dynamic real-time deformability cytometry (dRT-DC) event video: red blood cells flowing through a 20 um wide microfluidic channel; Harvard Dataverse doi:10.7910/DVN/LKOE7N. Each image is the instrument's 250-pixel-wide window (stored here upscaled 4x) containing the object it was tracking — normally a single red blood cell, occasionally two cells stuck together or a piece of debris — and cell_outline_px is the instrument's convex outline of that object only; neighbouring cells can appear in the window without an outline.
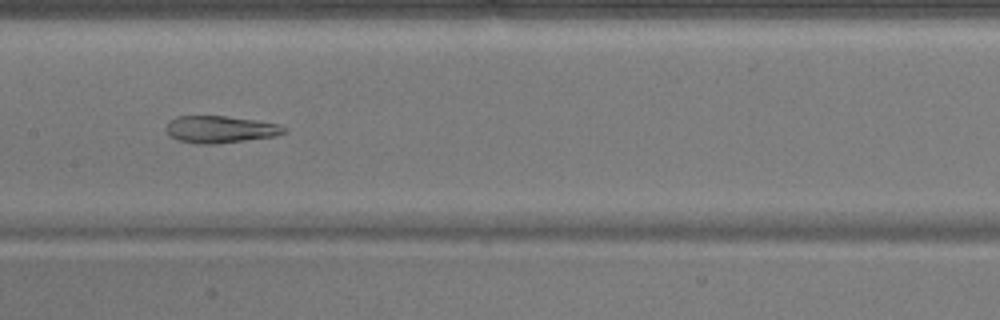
{"species": "common noctule bat (a hibernating species)", "species_latin": "Nyctalus noctula", "temperature_condition": "warm", "stored_images_in_passage": 50, "camera_frame_rate_fps": 3000, "um_per_image_px": 0.085, "animal": {"sex": "male", "body_mass_g": 17.9}, "frame": {"image": 1, "passage_image": 24, "time_ms": 7.667, "image_size_px": [1000, 320], "cell_outline_px": [[288, 132], [276, 136], [212, 144], [196, 144], [180, 140], [168, 136], [164, 128], [168, 120], [176, 116], [224, 116], [280, 124], [288, 128]], "centroid_in_image_um": [18.69, 10.99], "position_along_channel_um": 188.7, "area_um2": 18.73}}
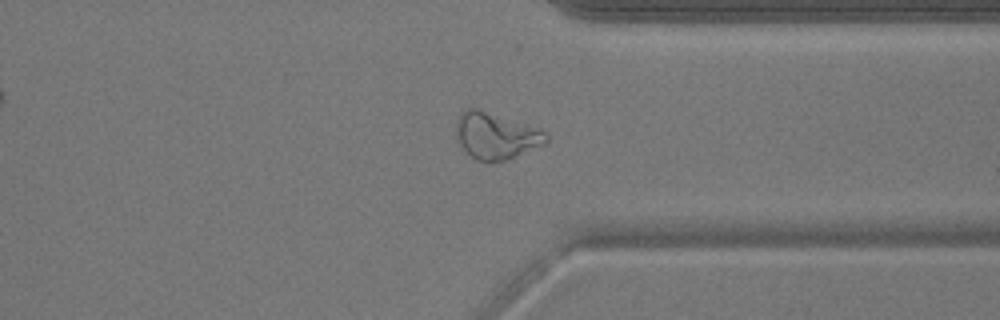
{"frame": {"image": 2, "passage_image": 38, "time_ms": 12.333, "image_size_px": [1000, 320], "cell_outline_px": [[548, 144], [504, 160], [476, 160], [460, 144], [456, 136], [456, 120], [460, 112], [468, 108], [476, 108], [536, 128], [544, 132], [548, 136]], "centroid_in_image_um": [42.14, 11.53], "position_along_channel_um": 369.3, "area_um2": 23.81}}
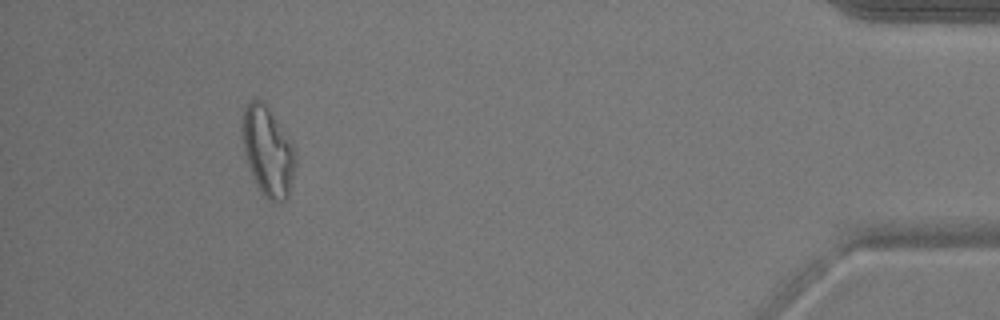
{"frame": {"image": 3, "passage_image": 46, "time_ms": 15.0, "image_size_px": [1000, 320], "cell_outline_px": [[296, 164], [288, 196], [284, 200], [272, 204], [264, 196], [256, 184], [248, 164], [244, 152], [240, 128], [240, 120], [244, 108], [252, 100], [260, 100], [272, 112], [288, 136], [296, 152]], "centroid_in_image_um": [22.75, 12.87], "position_along_channel_um": 412.4, "area_um2": 27.92}, "authors_computed_cell_mechanics": {"area_um2": 24.8829, "velocity_mm_per_s": 3.9086, "shape_relaxation_time_tau1_ms": null, "shape_relaxation_time_tau2_ms": 3.671, "deformation_change_tau1": null, "deformation_change_tau2": 0.1521}}